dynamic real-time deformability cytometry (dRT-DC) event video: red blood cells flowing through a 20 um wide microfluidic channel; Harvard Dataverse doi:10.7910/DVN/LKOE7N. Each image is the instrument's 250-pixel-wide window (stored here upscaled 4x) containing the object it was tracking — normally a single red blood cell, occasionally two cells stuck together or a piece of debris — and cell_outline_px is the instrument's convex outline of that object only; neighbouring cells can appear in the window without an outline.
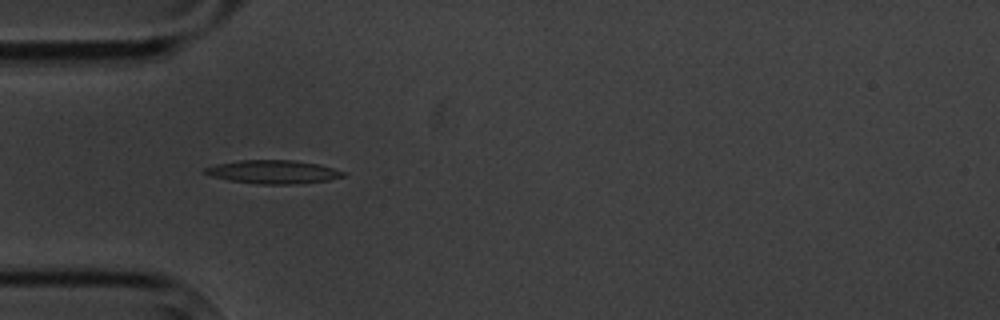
{"species": "common noctule bat (a hibernating species)", "species_latin": "Nyctalus noctula", "temperature_condition": "cold", "stored_images_in_passage": 16, "camera_frame_rate_fps": 3000, "um_per_image_px": 0.085, "animal": {"sex": "male", "body_mass_g": 20.1, "forearm_length_mm": 53.5}, "frame": {"image": 1, "passage_image": 6, "time_ms": 6.667, "image_size_px": [1000, 320], "cell_outline_px": [[344, 176], [328, 180], [300, 184], [260, 184], [228, 180], [212, 176], [204, 172], [204, 168], [216, 164], [240, 160], [292, 160], [320, 164], [344, 172]], "centroid_in_image_um": [23.22, 14.61], "position_along_channel_um": 61.8, "area_um2": 18.79}}
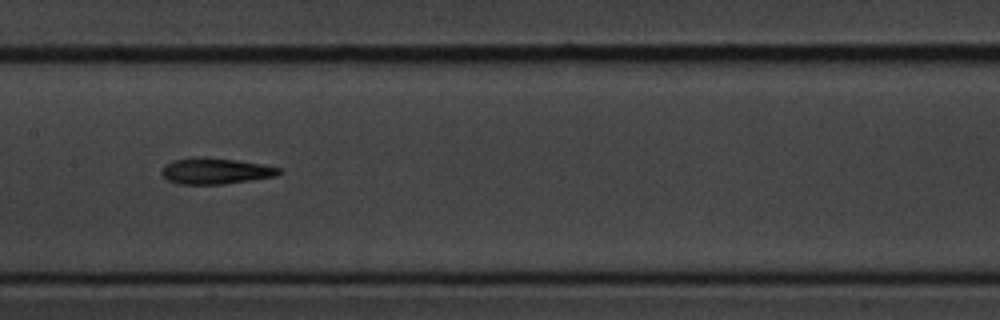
{"frame": {"image": 2, "passage_image": 9, "time_ms": 10.333, "image_size_px": [1000, 320], "cell_outline_px": [[284, 172], [276, 176], [252, 180], [224, 184], [180, 184], [168, 180], [160, 172], [164, 164], [172, 160], [192, 156], [204, 156], [236, 160], [260, 164], [280, 168]], "centroid_in_image_um": [18.29, 14.52], "position_along_channel_um": 189.1, "area_um2": 18.09}}
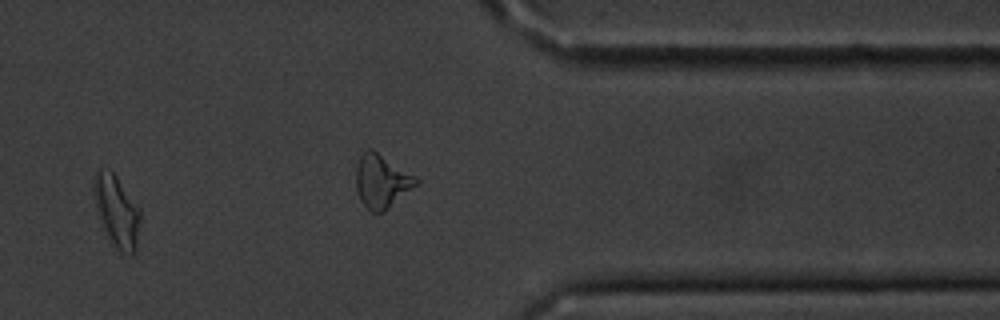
{"frame": {"image": 3, "passage_image": 14, "time_ms": 16.0, "image_size_px": [1000, 320], "cell_outline_px": [[140, 216], [136, 244], [132, 256], [120, 252], [108, 244], [100, 220], [92, 192], [92, 180], [96, 172], [100, 168], [108, 168], [116, 176], [140, 208]], "centroid_in_image_um": [9.87, 17.96], "position_along_channel_um": 401.5, "area_um2": 19.77}, "authors_computed_cell_mechanics": {"area_um2": 16.8487, "velocity_mm_per_s": 3.488, "shape_relaxation_time_tau1_ms": 2.0174, "shape_relaxation_time_tau2_ms": 4.4906, "deformation_change_tau1": 0.1237, "deformation_change_tau2": 0.1714}}